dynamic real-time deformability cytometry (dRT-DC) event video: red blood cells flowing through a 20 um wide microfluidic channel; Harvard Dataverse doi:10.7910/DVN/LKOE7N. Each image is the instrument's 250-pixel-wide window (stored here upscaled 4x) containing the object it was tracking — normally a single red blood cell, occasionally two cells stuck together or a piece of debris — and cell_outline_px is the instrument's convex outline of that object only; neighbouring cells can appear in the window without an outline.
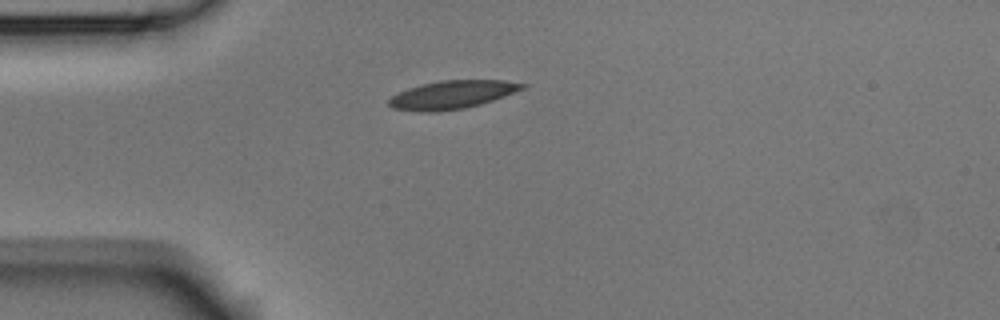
{"species": "Egyptian fruit bat (a non-hibernating species)", "species_latin": "Rousettus aegyptiacus", "temperature_condition": "room temperature", "stored_images_in_passage": 1, "camera_frame_rate_fps": 3000, "um_per_image_px": 0.085, "animal": {"sex": "male"}, "frame": {"image": 1, "passage_image": 1, "time_ms": 0.0, "image_size_px": [1000, 320], "cell_outline_px": [[528, 84], [524, 88], [504, 96], [480, 104], [464, 108], [436, 112], [420, 112], [392, 108], [388, 104], [388, 100], [392, 96], [408, 88], [440, 80], [504, 80]], "centroid_in_image_um": [38.42, 8.05], "position_along_channel_um": 46.6, "area_um2": 21.79}}